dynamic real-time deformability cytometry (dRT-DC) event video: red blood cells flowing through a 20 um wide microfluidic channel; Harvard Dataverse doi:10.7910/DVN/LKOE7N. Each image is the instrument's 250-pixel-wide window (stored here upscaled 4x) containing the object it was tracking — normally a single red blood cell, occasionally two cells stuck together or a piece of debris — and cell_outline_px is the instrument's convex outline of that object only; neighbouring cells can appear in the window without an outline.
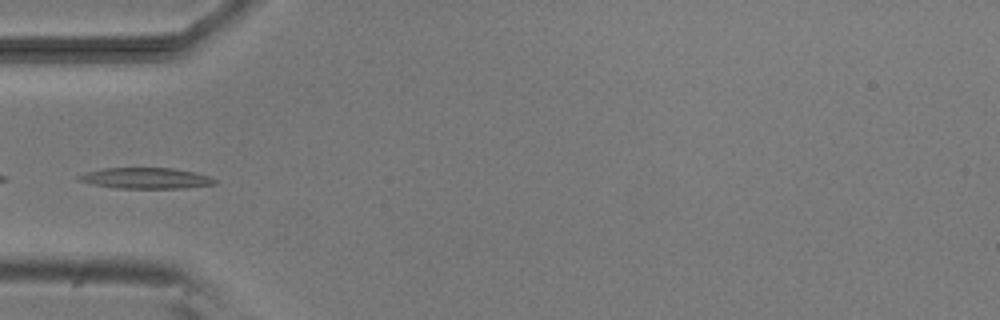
{"species": "common noctule bat (a hibernating species)", "species_latin": "Nyctalus noctula", "temperature_condition": "room temperature", "stored_images_in_passage": 7, "camera_frame_rate_fps": 3000, "um_per_image_px": 0.085, "animal": {"sex": "male", "body_mass_g": 20.5, "forearm_length_mm": 52.5}, "frame": {"image": 1, "passage_image": 5, "time_ms": 4.667, "image_size_px": [1000, 320], "cell_outline_px": [[216, 184], [184, 188], [116, 188], [92, 184], [80, 180], [76, 176], [88, 172], [104, 168], [172, 168], [192, 172], [208, 176], [216, 180]], "centroid_in_image_um": [12.4, 15.15], "position_along_channel_um": 72.6, "area_um2": 16.3}}
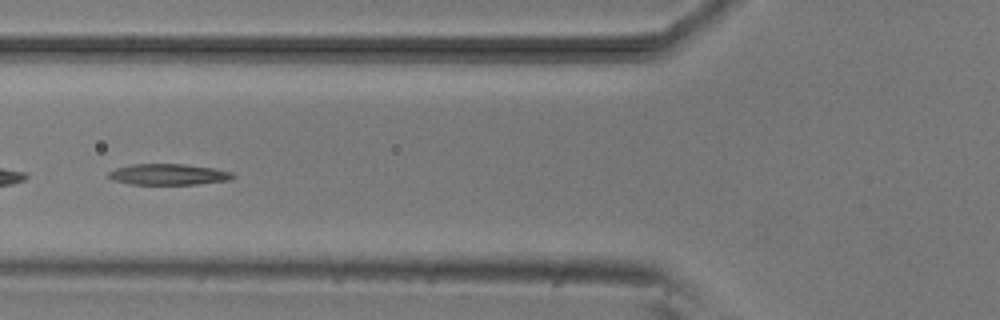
{"frame": {"image": 2, "passage_image": 6, "time_ms": 5.667, "image_size_px": [1000, 320], "cell_outline_px": [[236, 176], [228, 180], [200, 184], [132, 184], [112, 180], [108, 176], [108, 172], [116, 168], [132, 164], [180, 164], [216, 168], [232, 172]], "centroid_in_image_um": [14.33, 14.82], "position_along_channel_um": 111.5, "area_um2": 15.2}}
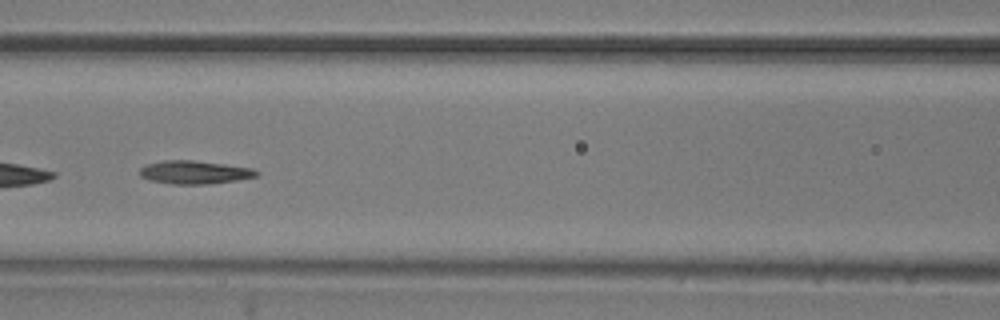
{"frame": {"image": 3, "passage_image": 7, "time_ms": 6.667, "image_size_px": [1000, 320], "cell_outline_px": [[260, 172], [256, 176], [236, 180], [204, 184], [172, 184], [148, 180], [140, 176], [140, 168], [148, 164], [164, 160], [192, 160], [224, 164], [252, 168]], "centroid_in_image_um": [16.51, 14.64], "position_along_channel_um": 150.1, "area_um2": 15.66}}